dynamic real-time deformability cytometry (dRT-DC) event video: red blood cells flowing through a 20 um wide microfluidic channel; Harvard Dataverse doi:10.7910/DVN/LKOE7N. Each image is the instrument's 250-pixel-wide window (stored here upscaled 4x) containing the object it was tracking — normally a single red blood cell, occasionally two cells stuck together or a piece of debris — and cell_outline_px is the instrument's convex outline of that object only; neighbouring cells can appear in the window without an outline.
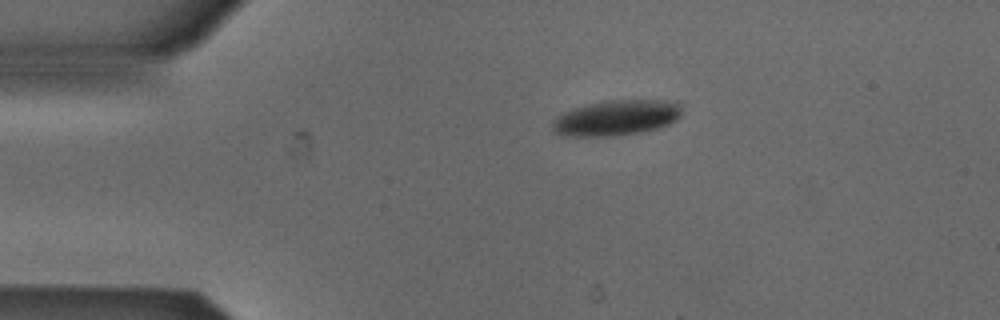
{"species": "Egyptian fruit bat (a non-hibernating species)", "species_latin": "Rousettus aegyptiacus", "temperature_condition": "cold", "stored_images_in_passage": 27, "camera_frame_rate_fps": 3000, "um_per_image_px": 0.085, "animal": {"sex": "male"}, "frame": {"image": 1, "passage_image": 1, "time_ms": 0.0, "image_size_px": [1000, 320], "cell_outline_px": [[684, 104], [680, 116], [676, 120], [668, 124], [656, 128], [640, 132], [616, 136], [560, 136], [552, 132], [552, 120], [556, 116], [564, 112], [576, 108], [604, 100], [676, 100]], "centroid_in_image_um": [52.41, 10.01], "position_along_channel_um": 32.6, "area_um2": 27.11}}
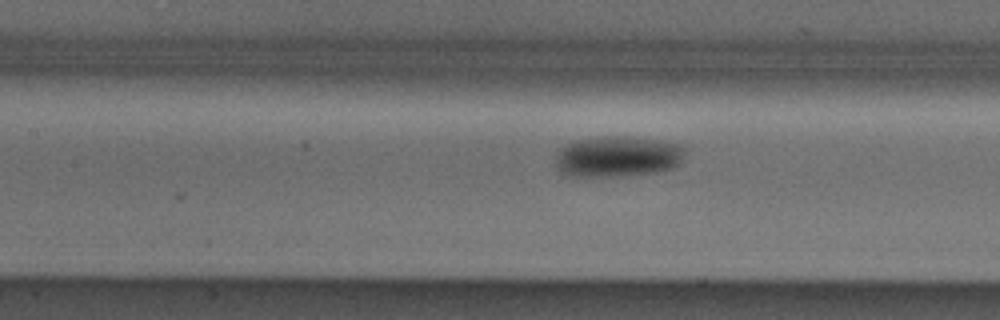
{"frame": {"image": 2, "passage_image": 14, "time_ms": 4.333, "image_size_px": [1000, 320], "cell_outline_px": [[684, 152], [680, 164], [672, 168], [656, 172], [620, 176], [568, 176], [560, 172], [556, 168], [556, 156], [560, 148], [572, 140], [604, 136], [632, 136], [660, 140], [680, 144], [684, 148]], "centroid_in_image_um": [52.48, 13.29], "position_along_channel_um": 154.9, "area_um2": 31.21}}
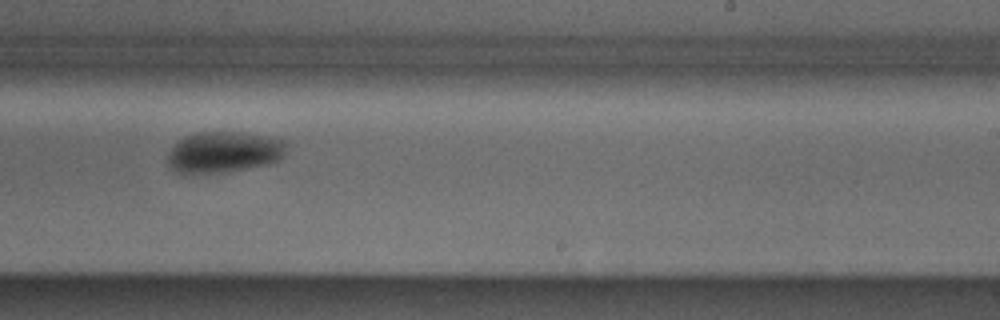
{"frame": {"image": 3, "passage_image": 23, "time_ms": 7.333, "image_size_px": [1000, 320], "cell_outline_px": [[284, 156], [280, 160], [268, 164], [228, 172], [176, 172], [168, 164], [168, 152], [184, 136], [200, 132], [232, 132], [260, 136], [284, 140]], "centroid_in_image_um": [19.01, 12.94], "position_along_channel_um": 270.0, "area_um2": 27.8}}